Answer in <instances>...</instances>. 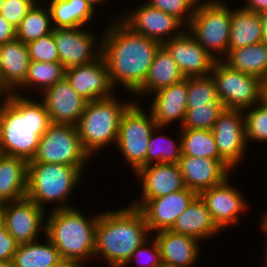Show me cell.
I'll list each match as a JSON object with an SVG mask.
<instances>
[{"instance_id": "32", "label": "cell", "mask_w": 267, "mask_h": 267, "mask_svg": "<svg viewBox=\"0 0 267 267\" xmlns=\"http://www.w3.org/2000/svg\"><path fill=\"white\" fill-rule=\"evenodd\" d=\"M38 7L34 4L16 28V38L24 44L38 40L53 31V27H50V9L44 11Z\"/></svg>"}, {"instance_id": "51", "label": "cell", "mask_w": 267, "mask_h": 267, "mask_svg": "<svg viewBox=\"0 0 267 267\" xmlns=\"http://www.w3.org/2000/svg\"><path fill=\"white\" fill-rule=\"evenodd\" d=\"M0 267H15L12 260L0 261Z\"/></svg>"}, {"instance_id": "25", "label": "cell", "mask_w": 267, "mask_h": 267, "mask_svg": "<svg viewBox=\"0 0 267 267\" xmlns=\"http://www.w3.org/2000/svg\"><path fill=\"white\" fill-rule=\"evenodd\" d=\"M28 161L14 156L0 155V202H14L26 198Z\"/></svg>"}, {"instance_id": "19", "label": "cell", "mask_w": 267, "mask_h": 267, "mask_svg": "<svg viewBox=\"0 0 267 267\" xmlns=\"http://www.w3.org/2000/svg\"><path fill=\"white\" fill-rule=\"evenodd\" d=\"M227 183L228 178L199 194L220 230L229 224H236L237 215L244 212L247 207V202L240 192Z\"/></svg>"}, {"instance_id": "1", "label": "cell", "mask_w": 267, "mask_h": 267, "mask_svg": "<svg viewBox=\"0 0 267 267\" xmlns=\"http://www.w3.org/2000/svg\"><path fill=\"white\" fill-rule=\"evenodd\" d=\"M101 43V55L107 64L112 86L122 83L133 93L144 83L159 41L134 33L122 21L117 22Z\"/></svg>"}, {"instance_id": "47", "label": "cell", "mask_w": 267, "mask_h": 267, "mask_svg": "<svg viewBox=\"0 0 267 267\" xmlns=\"http://www.w3.org/2000/svg\"><path fill=\"white\" fill-rule=\"evenodd\" d=\"M84 262L61 258L53 267H83Z\"/></svg>"}, {"instance_id": "42", "label": "cell", "mask_w": 267, "mask_h": 267, "mask_svg": "<svg viewBox=\"0 0 267 267\" xmlns=\"http://www.w3.org/2000/svg\"><path fill=\"white\" fill-rule=\"evenodd\" d=\"M54 28H71V10L68 0H51L49 3Z\"/></svg>"}, {"instance_id": "46", "label": "cell", "mask_w": 267, "mask_h": 267, "mask_svg": "<svg viewBox=\"0 0 267 267\" xmlns=\"http://www.w3.org/2000/svg\"><path fill=\"white\" fill-rule=\"evenodd\" d=\"M244 8L256 13L267 11V0H248Z\"/></svg>"}, {"instance_id": "33", "label": "cell", "mask_w": 267, "mask_h": 267, "mask_svg": "<svg viewBox=\"0 0 267 267\" xmlns=\"http://www.w3.org/2000/svg\"><path fill=\"white\" fill-rule=\"evenodd\" d=\"M65 68L60 61H31L22 87L36 85L43 91L65 77Z\"/></svg>"}, {"instance_id": "56", "label": "cell", "mask_w": 267, "mask_h": 267, "mask_svg": "<svg viewBox=\"0 0 267 267\" xmlns=\"http://www.w3.org/2000/svg\"><path fill=\"white\" fill-rule=\"evenodd\" d=\"M265 258H266V261L265 262H266V267H267V251H266V254H265Z\"/></svg>"}, {"instance_id": "5", "label": "cell", "mask_w": 267, "mask_h": 267, "mask_svg": "<svg viewBox=\"0 0 267 267\" xmlns=\"http://www.w3.org/2000/svg\"><path fill=\"white\" fill-rule=\"evenodd\" d=\"M116 100L112 96L86 103L76 127L89 155L110 142H117L121 117L132 102L123 104Z\"/></svg>"}, {"instance_id": "22", "label": "cell", "mask_w": 267, "mask_h": 267, "mask_svg": "<svg viewBox=\"0 0 267 267\" xmlns=\"http://www.w3.org/2000/svg\"><path fill=\"white\" fill-rule=\"evenodd\" d=\"M30 62L27 44L17 38L0 45V96L14 92V87H21Z\"/></svg>"}, {"instance_id": "12", "label": "cell", "mask_w": 267, "mask_h": 267, "mask_svg": "<svg viewBox=\"0 0 267 267\" xmlns=\"http://www.w3.org/2000/svg\"><path fill=\"white\" fill-rule=\"evenodd\" d=\"M182 74L187 77L206 76L212 72L215 59L192 37L191 33L178 31L162 43Z\"/></svg>"}, {"instance_id": "38", "label": "cell", "mask_w": 267, "mask_h": 267, "mask_svg": "<svg viewBox=\"0 0 267 267\" xmlns=\"http://www.w3.org/2000/svg\"><path fill=\"white\" fill-rule=\"evenodd\" d=\"M27 46L31 61H60L57 46L54 41V28L51 33L40 37L38 40L29 42Z\"/></svg>"}, {"instance_id": "16", "label": "cell", "mask_w": 267, "mask_h": 267, "mask_svg": "<svg viewBox=\"0 0 267 267\" xmlns=\"http://www.w3.org/2000/svg\"><path fill=\"white\" fill-rule=\"evenodd\" d=\"M42 101L53 124L77 125L87 101L83 99L64 77L44 92Z\"/></svg>"}, {"instance_id": "27", "label": "cell", "mask_w": 267, "mask_h": 267, "mask_svg": "<svg viewBox=\"0 0 267 267\" xmlns=\"http://www.w3.org/2000/svg\"><path fill=\"white\" fill-rule=\"evenodd\" d=\"M185 76L182 74L177 63L161 45L156 51L148 75L144 83L134 92V94H144L154 91L157 92L166 86L183 81Z\"/></svg>"}, {"instance_id": "15", "label": "cell", "mask_w": 267, "mask_h": 267, "mask_svg": "<svg viewBox=\"0 0 267 267\" xmlns=\"http://www.w3.org/2000/svg\"><path fill=\"white\" fill-rule=\"evenodd\" d=\"M54 41L65 69L91 63L101 56V47L93 54L94 35L80 27L54 28Z\"/></svg>"}, {"instance_id": "17", "label": "cell", "mask_w": 267, "mask_h": 267, "mask_svg": "<svg viewBox=\"0 0 267 267\" xmlns=\"http://www.w3.org/2000/svg\"><path fill=\"white\" fill-rule=\"evenodd\" d=\"M136 174L142 179V203L135 202L133 207L140 208L149 199L158 198L185 188L178 164L152 163L140 168Z\"/></svg>"}, {"instance_id": "23", "label": "cell", "mask_w": 267, "mask_h": 267, "mask_svg": "<svg viewBox=\"0 0 267 267\" xmlns=\"http://www.w3.org/2000/svg\"><path fill=\"white\" fill-rule=\"evenodd\" d=\"M151 114L158 127L179 119L182 123L187 108V78L155 92Z\"/></svg>"}, {"instance_id": "26", "label": "cell", "mask_w": 267, "mask_h": 267, "mask_svg": "<svg viewBox=\"0 0 267 267\" xmlns=\"http://www.w3.org/2000/svg\"><path fill=\"white\" fill-rule=\"evenodd\" d=\"M170 230L200 240L199 238L213 236L220 229L215 224L205 202L198 195L178 216Z\"/></svg>"}, {"instance_id": "28", "label": "cell", "mask_w": 267, "mask_h": 267, "mask_svg": "<svg viewBox=\"0 0 267 267\" xmlns=\"http://www.w3.org/2000/svg\"><path fill=\"white\" fill-rule=\"evenodd\" d=\"M262 42V22L259 13L240 8L231 11L228 52Z\"/></svg>"}, {"instance_id": "7", "label": "cell", "mask_w": 267, "mask_h": 267, "mask_svg": "<svg viewBox=\"0 0 267 267\" xmlns=\"http://www.w3.org/2000/svg\"><path fill=\"white\" fill-rule=\"evenodd\" d=\"M192 37L215 59L227 55L231 30V11L221 1H207L195 7L189 22ZM213 53H212V52ZM220 52V54H218Z\"/></svg>"}, {"instance_id": "55", "label": "cell", "mask_w": 267, "mask_h": 267, "mask_svg": "<svg viewBox=\"0 0 267 267\" xmlns=\"http://www.w3.org/2000/svg\"><path fill=\"white\" fill-rule=\"evenodd\" d=\"M3 4H4V0H0V12H1V8H2Z\"/></svg>"}, {"instance_id": "52", "label": "cell", "mask_w": 267, "mask_h": 267, "mask_svg": "<svg viewBox=\"0 0 267 267\" xmlns=\"http://www.w3.org/2000/svg\"><path fill=\"white\" fill-rule=\"evenodd\" d=\"M264 232L267 234V213L262 217V226Z\"/></svg>"}, {"instance_id": "29", "label": "cell", "mask_w": 267, "mask_h": 267, "mask_svg": "<svg viewBox=\"0 0 267 267\" xmlns=\"http://www.w3.org/2000/svg\"><path fill=\"white\" fill-rule=\"evenodd\" d=\"M226 56L224 63L232 69L267 81V44L260 42L233 49Z\"/></svg>"}, {"instance_id": "6", "label": "cell", "mask_w": 267, "mask_h": 267, "mask_svg": "<svg viewBox=\"0 0 267 267\" xmlns=\"http://www.w3.org/2000/svg\"><path fill=\"white\" fill-rule=\"evenodd\" d=\"M83 168L76 166L28 162L26 198L43 208L44 202L67 199L80 179Z\"/></svg>"}, {"instance_id": "2", "label": "cell", "mask_w": 267, "mask_h": 267, "mask_svg": "<svg viewBox=\"0 0 267 267\" xmlns=\"http://www.w3.org/2000/svg\"><path fill=\"white\" fill-rule=\"evenodd\" d=\"M0 106V151L27 161L36 154L40 137L51 124L43 102L8 93Z\"/></svg>"}, {"instance_id": "39", "label": "cell", "mask_w": 267, "mask_h": 267, "mask_svg": "<svg viewBox=\"0 0 267 267\" xmlns=\"http://www.w3.org/2000/svg\"><path fill=\"white\" fill-rule=\"evenodd\" d=\"M196 1L198 2V0H150L147 4L178 18L182 23L188 22L186 24L188 25L195 13ZM193 7L194 9H192ZM185 12L189 14L187 17H183V15H186ZM184 19L185 21H183Z\"/></svg>"}, {"instance_id": "4", "label": "cell", "mask_w": 267, "mask_h": 267, "mask_svg": "<svg viewBox=\"0 0 267 267\" xmlns=\"http://www.w3.org/2000/svg\"><path fill=\"white\" fill-rule=\"evenodd\" d=\"M97 215L92 219L63 203L54 209L47 220L45 233L55 245L61 258L85 262L95 257Z\"/></svg>"}, {"instance_id": "14", "label": "cell", "mask_w": 267, "mask_h": 267, "mask_svg": "<svg viewBox=\"0 0 267 267\" xmlns=\"http://www.w3.org/2000/svg\"><path fill=\"white\" fill-rule=\"evenodd\" d=\"M198 194L185 187L182 190L146 201L139 210L149 230H170L178 216L189 206Z\"/></svg>"}, {"instance_id": "44", "label": "cell", "mask_w": 267, "mask_h": 267, "mask_svg": "<svg viewBox=\"0 0 267 267\" xmlns=\"http://www.w3.org/2000/svg\"><path fill=\"white\" fill-rule=\"evenodd\" d=\"M154 244H152V246L150 247L151 250L149 248L146 249V245L147 244L146 242H144L143 244H141L132 254L131 258H130V261L131 259H134L136 258L137 259V256H141L143 257L144 256H147L146 259L149 260V261H145L146 264L148 267H159L161 264H162V259H161V254H160V250H159V247H158V244L156 242V240H154L153 242ZM149 262V263H147ZM142 266V265H141ZM143 267H146V266H143Z\"/></svg>"}, {"instance_id": "11", "label": "cell", "mask_w": 267, "mask_h": 267, "mask_svg": "<svg viewBox=\"0 0 267 267\" xmlns=\"http://www.w3.org/2000/svg\"><path fill=\"white\" fill-rule=\"evenodd\" d=\"M243 110L224 109L211 129L220 157L233 169L246 149ZM243 119V120H242Z\"/></svg>"}, {"instance_id": "31", "label": "cell", "mask_w": 267, "mask_h": 267, "mask_svg": "<svg viewBox=\"0 0 267 267\" xmlns=\"http://www.w3.org/2000/svg\"><path fill=\"white\" fill-rule=\"evenodd\" d=\"M46 241L45 245L36 241L19 244L12 260L15 267H53L61 256L48 238Z\"/></svg>"}, {"instance_id": "30", "label": "cell", "mask_w": 267, "mask_h": 267, "mask_svg": "<svg viewBox=\"0 0 267 267\" xmlns=\"http://www.w3.org/2000/svg\"><path fill=\"white\" fill-rule=\"evenodd\" d=\"M182 156L219 160L228 170L231 167L220 157L214 135L207 129H182Z\"/></svg>"}, {"instance_id": "24", "label": "cell", "mask_w": 267, "mask_h": 267, "mask_svg": "<svg viewBox=\"0 0 267 267\" xmlns=\"http://www.w3.org/2000/svg\"><path fill=\"white\" fill-rule=\"evenodd\" d=\"M155 240L158 244L162 263L174 267H190L198 256L197 239L162 230L157 233Z\"/></svg>"}, {"instance_id": "49", "label": "cell", "mask_w": 267, "mask_h": 267, "mask_svg": "<svg viewBox=\"0 0 267 267\" xmlns=\"http://www.w3.org/2000/svg\"><path fill=\"white\" fill-rule=\"evenodd\" d=\"M4 220H5V203L0 202V229L5 226Z\"/></svg>"}, {"instance_id": "43", "label": "cell", "mask_w": 267, "mask_h": 267, "mask_svg": "<svg viewBox=\"0 0 267 267\" xmlns=\"http://www.w3.org/2000/svg\"><path fill=\"white\" fill-rule=\"evenodd\" d=\"M18 245L5 226L0 229V261L13 260Z\"/></svg>"}, {"instance_id": "35", "label": "cell", "mask_w": 267, "mask_h": 267, "mask_svg": "<svg viewBox=\"0 0 267 267\" xmlns=\"http://www.w3.org/2000/svg\"><path fill=\"white\" fill-rule=\"evenodd\" d=\"M160 139H163L161 144L158 143ZM181 157V143L176 146L174 141H172L171 138L169 139V137L167 138L165 135H160L156 138L154 136V130L152 131L148 143L146 165L152 164V162L156 160L155 163L178 164Z\"/></svg>"}, {"instance_id": "53", "label": "cell", "mask_w": 267, "mask_h": 267, "mask_svg": "<svg viewBox=\"0 0 267 267\" xmlns=\"http://www.w3.org/2000/svg\"><path fill=\"white\" fill-rule=\"evenodd\" d=\"M87 1H89L92 5H93V4L96 5L97 3L99 4V3H101V2H104V0H87Z\"/></svg>"}, {"instance_id": "20", "label": "cell", "mask_w": 267, "mask_h": 267, "mask_svg": "<svg viewBox=\"0 0 267 267\" xmlns=\"http://www.w3.org/2000/svg\"><path fill=\"white\" fill-rule=\"evenodd\" d=\"M178 165L185 187L198 195L228 178L229 170L219 160L182 156Z\"/></svg>"}, {"instance_id": "10", "label": "cell", "mask_w": 267, "mask_h": 267, "mask_svg": "<svg viewBox=\"0 0 267 267\" xmlns=\"http://www.w3.org/2000/svg\"><path fill=\"white\" fill-rule=\"evenodd\" d=\"M158 128L152 114L147 117L134 102L122 115L116 144L135 172L146 166L150 135Z\"/></svg>"}, {"instance_id": "13", "label": "cell", "mask_w": 267, "mask_h": 267, "mask_svg": "<svg viewBox=\"0 0 267 267\" xmlns=\"http://www.w3.org/2000/svg\"><path fill=\"white\" fill-rule=\"evenodd\" d=\"M65 78L72 88L87 102L111 97L113 86L105 59L65 70Z\"/></svg>"}, {"instance_id": "37", "label": "cell", "mask_w": 267, "mask_h": 267, "mask_svg": "<svg viewBox=\"0 0 267 267\" xmlns=\"http://www.w3.org/2000/svg\"><path fill=\"white\" fill-rule=\"evenodd\" d=\"M246 140L267 141V106L261 104L244 116Z\"/></svg>"}, {"instance_id": "9", "label": "cell", "mask_w": 267, "mask_h": 267, "mask_svg": "<svg viewBox=\"0 0 267 267\" xmlns=\"http://www.w3.org/2000/svg\"><path fill=\"white\" fill-rule=\"evenodd\" d=\"M89 156L82 146L75 125L51 123L40 137L35 156L28 162L57 163L83 168Z\"/></svg>"}, {"instance_id": "50", "label": "cell", "mask_w": 267, "mask_h": 267, "mask_svg": "<svg viewBox=\"0 0 267 267\" xmlns=\"http://www.w3.org/2000/svg\"><path fill=\"white\" fill-rule=\"evenodd\" d=\"M261 102L267 106V81L263 82Z\"/></svg>"}, {"instance_id": "21", "label": "cell", "mask_w": 267, "mask_h": 267, "mask_svg": "<svg viewBox=\"0 0 267 267\" xmlns=\"http://www.w3.org/2000/svg\"><path fill=\"white\" fill-rule=\"evenodd\" d=\"M122 22L128 26L134 33L144 35L159 41L161 44L166 40L163 36L179 29L183 23L176 17L168 13L158 10L145 3L137 11L131 13Z\"/></svg>"}, {"instance_id": "18", "label": "cell", "mask_w": 267, "mask_h": 267, "mask_svg": "<svg viewBox=\"0 0 267 267\" xmlns=\"http://www.w3.org/2000/svg\"><path fill=\"white\" fill-rule=\"evenodd\" d=\"M43 211V208L28 198L10 202V204L7 202L5 204V227L19 244L36 241L39 229L45 230L46 228L42 224ZM41 224L42 227H40Z\"/></svg>"}, {"instance_id": "45", "label": "cell", "mask_w": 267, "mask_h": 267, "mask_svg": "<svg viewBox=\"0 0 267 267\" xmlns=\"http://www.w3.org/2000/svg\"><path fill=\"white\" fill-rule=\"evenodd\" d=\"M16 39V28L0 14V45Z\"/></svg>"}, {"instance_id": "36", "label": "cell", "mask_w": 267, "mask_h": 267, "mask_svg": "<svg viewBox=\"0 0 267 267\" xmlns=\"http://www.w3.org/2000/svg\"><path fill=\"white\" fill-rule=\"evenodd\" d=\"M224 109L222 103H212L206 104V106L188 108L182 123V129L211 130Z\"/></svg>"}, {"instance_id": "8", "label": "cell", "mask_w": 267, "mask_h": 267, "mask_svg": "<svg viewBox=\"0 0 267 267\" xmlns=\"http://www.w3.org/2000/svg\"><path fill=\"white\" fill-rule=\"evenodd\" d=\"M210 74L216 84L219 101L225 109L244 110L261 103L263 81L241 73L224 61L216 60Z\"/></svg>"}, {"instance_id": "40", "label": "cell", "mask_w": 267, "mask_h": 267, "mask_svg": "<svg viewBox=\"0 0 267 267\" xmlns=\"http://www.w3.org/2000/svg\"><path fill=\"white\" fill-rule=\"evenodd\" d=\"M36 0H4L0 14L17 28Z\"/></svg>"}, {"instance_id": "41", "label": "cell", "mask_w": 267, "mask_h": 267, "mask_svg": "<svg viewBox=\"0 0 267 267\" xmlns=\"http://www.w3.org/2000/svg\"><path fill=\"white\" fill-rule=\"evenodd\" d=\"M71 10V28L81 27L92 19L94 5L87 0H68Z\"/></svg>"}, {"instance_id": "3", "label": "cell", "mask_w": 267, "mask_h": 267, "mask_svg": "<svg viewBox=\"0 0 267 267\" xmlns=\"http://www.w3.org/2000/svg\"><path fill=\"white\" fill-rule=\"evenodd\" d=\"M148 231L144 216L136 207L99 214L94 255L101 254L111 267H125L133 252L147 242Z\"/></svg>"}, {"instance_id": "48", "label": "cell", "mask_w": 267, "mask_h": 267, "mask_svg": "<svg viewBox=\"0 0 267 267\" xmlns=\"http://www.w3.org/2000/svg\"><path fill=\"white\" fill-rule=\"evenodd\" d=\"M262 22V42L267 44V11L259 13Z\"/></svg>"}, {"instance_id": "54", "label": "cell", "mask_w": 267, "mask_h": 267, "mask_svg": "<svg viewBox=\"0 0 267 267\" xmlns=\"http://www.w3.org/2000/svg\"><path fill=\"white\" fill-rule=\"evenodd\" d=\"M159 267H174V266L162 263Z\"/></svg>"}, {"instance_id": "34", "label": "cell", "mask_w": 267, "mask_h": 267, "mask_svg": "<svg viewBox=\"0 0 267 267\" xmlns=\"http://www.w3.org/2000/svg\"><path fill=\"white\" fill-rule=\"evenodd\" d=\"M187 108L221 103L212 76L187 77Z\"/></svg>"}]
</instances>
